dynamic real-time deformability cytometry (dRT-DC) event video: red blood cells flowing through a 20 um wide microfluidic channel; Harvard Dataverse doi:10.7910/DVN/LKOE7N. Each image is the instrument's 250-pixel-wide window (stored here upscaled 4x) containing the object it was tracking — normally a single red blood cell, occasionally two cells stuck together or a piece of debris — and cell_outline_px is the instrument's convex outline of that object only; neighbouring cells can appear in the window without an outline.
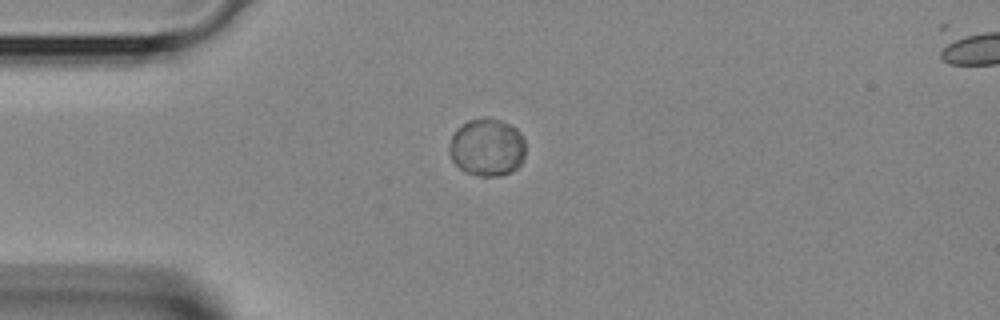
{"species": "Egyptian fruit bat (a non-hibernating species)", "species_latin": "Rousettus aegyptiacus", "temperature_condition": "room temperature", "stored_images_in_passage": 3, "segment_of_instrument_passage": [1, 2], "camera_frame_rate_fps": 3000, "um_per_image_px": 0.085, "animal": {"sex": "female"}, "frame": {"image": 1, "passage_image": 2, "time_ms": 0.333, "image_size_px": [1000, 320], "cell_outline_px": [[524, 156], [520, 164], [516, 168], [500, 176], [480, 176], [468, 172], [460, 168], [452, 160], [448, 152], [448, 148], [452, 136], [456, 128], [468, 120], [484, 116], [488, 116], [500, 120], [516, 128], [520, 132], [524, 140]], "centroid_in_image_um": [41.38, 12.49], "position_along_channel_um": 43.6, "area_um2": 25.72}}